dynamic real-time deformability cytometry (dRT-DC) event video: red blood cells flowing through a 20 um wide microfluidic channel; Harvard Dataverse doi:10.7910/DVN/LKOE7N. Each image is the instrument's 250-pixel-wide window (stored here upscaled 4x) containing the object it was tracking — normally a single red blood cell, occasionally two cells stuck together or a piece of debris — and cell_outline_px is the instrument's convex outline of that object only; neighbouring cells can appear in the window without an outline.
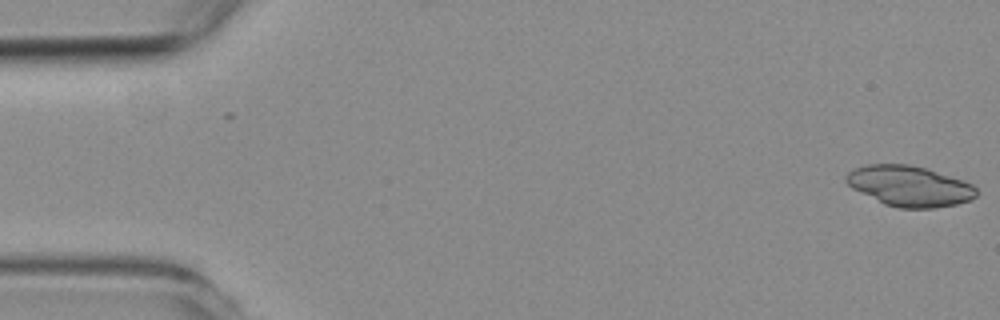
{"species": "common noctule bat (a hibernating species)", "species_latin": "Nyctalus noctula", "temperature_condition": "room temperature", "stored_images_in_passage": 6, "camera_frame_rate_fps": 3000, "um_per_image_px": 0.085, "animal": {"sex": "female", "body_mass_g": 19.3, "forearm_length_mm": 54.1}, "frame": {"image": 1, "passage_image": 1, "time_ms": 0.0, "image_size_px": [1000, 320], "cell_outline_px": [[976, 196], [968, 200], [956, 204], [936, 208], [900, 208], [884, 204], [852, 188], [844, 180], [844, 176], [848, 172], [856, 168], [868, 164], [908, 164], [924, 168], [972, 184], [976, 188]], "centroid_in_image_um": [77.26, 15.82], "position_along_channel_um": 7.7, "area_um2": 30.35}}
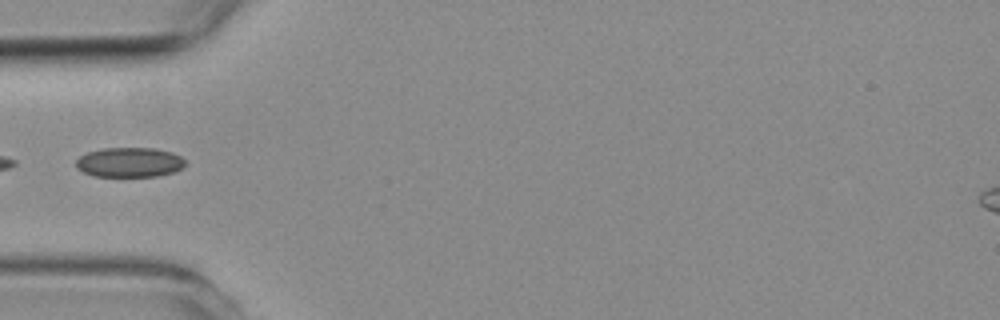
{"frame": {"image": 2, "passage_image": 6, "time_ms": 5.667, "image_size_px": [1000, 320], "cell_outline_px": [[184, 164], [180, 168], [172, 172], [156, 176], [92, 176], [76, 168], [76, 160], [80, 156], [88, 152], [104, 148], [156, 148], [172, 152], [180, 156], [184, 160]], "centroid_in_image_um": [10.97, 13.79], "position_along_channel_um": 74.0, "area_um2": 18.79}}